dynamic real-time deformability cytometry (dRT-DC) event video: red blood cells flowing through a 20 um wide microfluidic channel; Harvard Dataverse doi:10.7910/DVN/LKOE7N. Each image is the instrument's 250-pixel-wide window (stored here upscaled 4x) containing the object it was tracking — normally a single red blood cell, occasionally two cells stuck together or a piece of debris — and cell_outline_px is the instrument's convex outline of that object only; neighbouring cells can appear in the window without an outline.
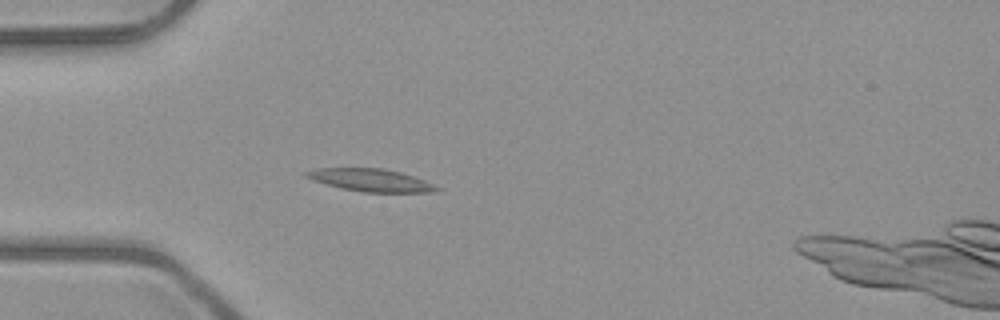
{"species": "common noctule bat (a hibernating species)", "species_latin": "Nyctalus noctula", "temperature_condition": "room temperature", "stored_images_in_passage": 3, "camera_frame_rate_fps": 3000, "um_per_image_px": 0.085, "animal": {"sex": "male", "body_mass_g": 23.1, "forearm_length_mm": 52.7}, "frame": {"image": 1, "passage_image": 3, "time_ms": 2.333, "image_size_px": [1000, 320], "cell_outline_px": [[440, 188], [436, 192], [364, 192], [344, 188], [312, 180], [304, 176], [304, 172], [316, 168], [384, 168], [400, 172], [424, 180]], "centroid_in_image_um": [31.5, 15.3], "position_along_channel_um": 53.5, "area_um2": 16.94}}